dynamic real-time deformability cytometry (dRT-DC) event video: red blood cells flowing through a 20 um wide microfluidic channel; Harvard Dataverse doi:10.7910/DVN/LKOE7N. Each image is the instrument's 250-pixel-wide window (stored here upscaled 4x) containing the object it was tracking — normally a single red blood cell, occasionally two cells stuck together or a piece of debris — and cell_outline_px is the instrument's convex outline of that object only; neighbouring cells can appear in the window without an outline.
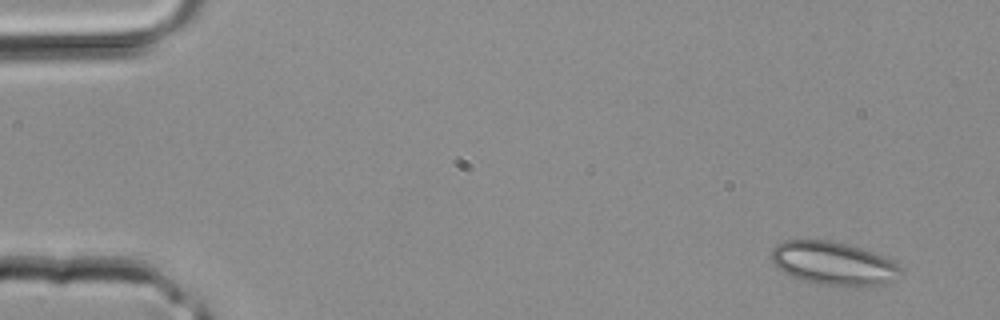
{"species": "common noctule bat (a hibernating species)", "species_latin": "Nyctalus noctula", "temperature_condition": "room temperature", "stored_images_in_passage": 4, "camera_frame_rate_fps": 3000, "um_per_image_px": 0.085, "animal": {"sex": "male", "body_mass_g": 20.4}, "frame": {"image": 1, "passage_image": 1, "time_ms": 0.0, "image_size_px": [1000, 320], "cell_outline_px": [[904, 272], [884, 284], [868, 288], [856, 288], [820, 284], [800, 280], [776, 268], [772, 260], [772, 248], [776, 244], [784, 240], [828, 240], [848, 244], [884, 256], [892, 260]], "centroid_in_image_um": [70.85, 22.42], "position_along_channel_um": 14.2, "area_um2": 33.12}}